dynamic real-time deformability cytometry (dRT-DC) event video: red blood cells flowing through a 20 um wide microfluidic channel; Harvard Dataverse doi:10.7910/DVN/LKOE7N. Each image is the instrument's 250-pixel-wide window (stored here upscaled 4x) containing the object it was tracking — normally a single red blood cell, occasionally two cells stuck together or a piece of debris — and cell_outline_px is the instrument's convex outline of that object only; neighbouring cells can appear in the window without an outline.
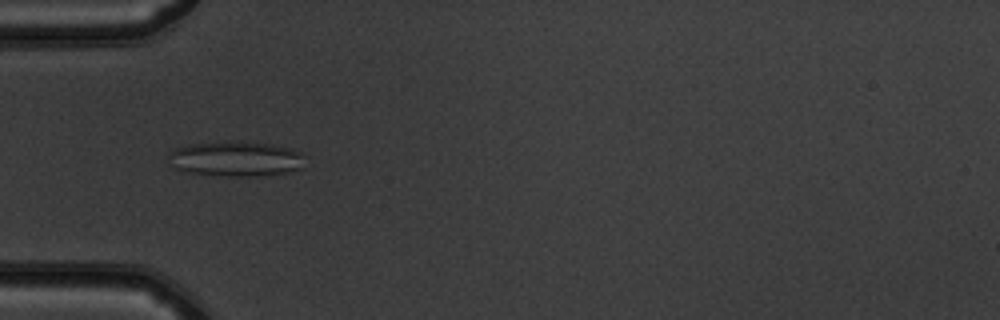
{"species": "common noctule bat (a hibernating species)", "species_latin": "Nyctalus noctula", "temperature_condition": "warm", "stored_images_in_passage": 52, "camera_frame_rate_fps": 3000, "um_per_image_px": 0.085, "animal": {"sex": "male", "body_mass_g": 19.5, "forearm_length_mm": 54.6}, "frame": {"image": 1, "passage_image": 17, "time_ms": 5.333, "image_size_px": [1000, 320], "cell_outline_px": [[304, 168], [288, 172], [264, 176], [228, 176], [192, 172], [176, 168], [168, 156], [172, 148], [188, 144], [224, 140], [236, 140], [272, 144], [292, 148], [300, 152]], "centroid_in_image_um": [20.07, 13.47], "position_along_channel_um": 64.9, "area_um2": 28.21}}
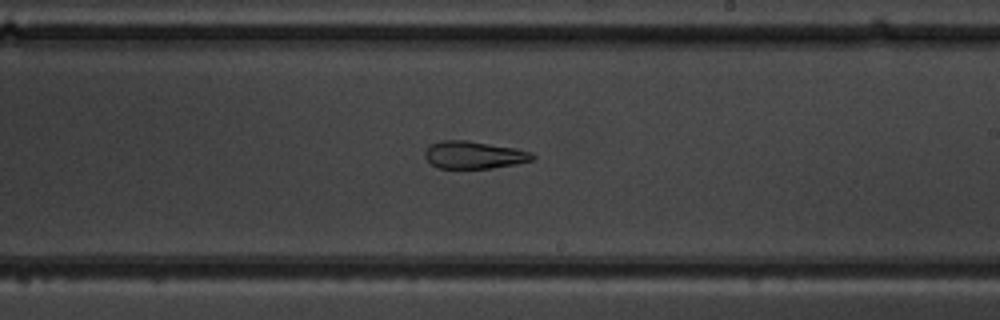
{"frame": {"image": 2, "passage_image": 31, "time_ms": 10.0, "image_size_px": [1000, 320], "cell_outline_px": [[536, 160], [516, 164], [492, 168], [440, 168], [432, 164], [424, 156], [424, 152], [428, 144], [440, 140], [464, 140], [516, 148], [532, 152], [536, 156]], "centroid_in_image_um": [40.3, 13.16], "position_along_channel_um": 248.7, "area_um2": 17.4}}
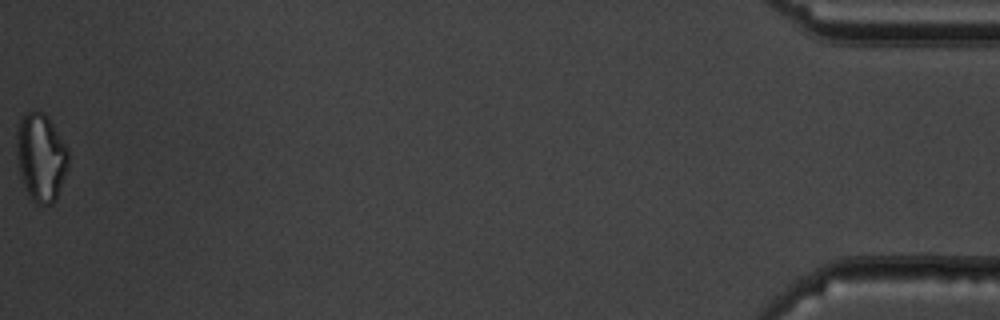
{"frame": {"image": 3, "passage_image": 52, "time_ms": 17.0, "image_size_px": [1000, 320], "cell_outline_px": [[68, 168], [56, 200], [52, 204], [36, 204], [32, 200], [24, 184], [20, 172], [16, 156], [16, 124], [20, 116], [28, 112], [44, 112], [68, 148]], "centroid_in_image_um": [3.47, 13.35], "position_along_channel_um": 431.7, "area_um2": 26.65}, "authors_computed_cell_mechanics": {"area_um2": 23.8714, "velocity_mm_per_s": 3.9654, "shape_relaxation_time_tau1_ms": null, "shape_relaxation_time_tau2_ms": 4.4544, "deformation_change_tau1": null, "deformation_change_tau2": 0.1371}}